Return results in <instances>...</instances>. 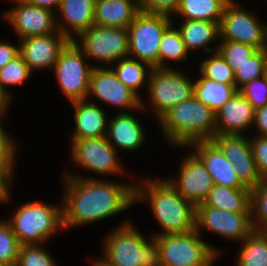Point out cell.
I'll list each match as a JSON object with an SVG mask.
<instances>
[{"mask_svg":"<svg viewBox=\"0 0 267 266\" xmlns=\"http://www.w3.org/2000/svg\"><path fill=\"white\" fill-rule=\"evenodd\" d=\"M63 177L62 213L66 231L112 218L135 205V182L125 184L68 171Z\"/></svg>","mask_w":267,"mask_h":266,"instance_id":"1","label":"cell"},{"mask_svg":"<svg viewBox=\"0 0 267 266\" xmlns=\"http://www.w3.org/2000/svg\"><path fill=\"white\" fill-rule=\"evenodd\" d=\"M153 237L160 248L161 266H213L221 255L196 230Z\"/></svg>","mask_w":267,"mask_h":266,"instance_id":"6","label":"cell"},{"mask_svg":"<svg viewBox=\"0 0 267 266\" xmlns=\"http://www.w3.org/2000/svg\"><path fill=\"white\" fill-rule=\"evenodd\" d=\"M199 67V73L203 77L236 86L234 71L217 51L212 52L210 57L207 56V58L203 59Z\"/></svg>","mask_w":267,"mask_h":266,"instance_id":"32","label":"cell"},{"mask_svg":"<svg viewBox=\"0 0 267 266\" xmlns=\"http://www.w3.org/2000/svg\"><path fill=\"white\" fill-rule=\"evenodd\" d=\"M70 104L75 111L73 112L75 128L71 140L106 137L109 118L103 108L90 98Z\"/></svg>","mask_w":267,"mask_h":266,"instance_id":"23","label":"cell"},{"mask_svg":"<svg viewBox=\"0 0 267 266\" xmlns=\"http://www.w3.org/2000/svg\"><path fill=\"white\" fill-rule=\"evenodd\" d=\"M172 23L169 16L140 11L127 29L128 57L158 68L159 44L164 31Z\"/></svg>","mask_w":267,"mask_h":266,"instance_id":"8","label":"cell"},{"mask_svg":"<svg viewBox=\"0 0 267 266\" xmlns=\"http://www.w3.org/2000/svg\"><path fill=\"white\" fill-rule=\"evenodd\" d=\"M74 42L84 52L87 60L102 62L106 67L129 56L128 31L124 28L93 25Z\"/></svg>","mask_w":267,"mask_h":266,"instance_id":"10","label":"cell"},{"mask_svg":"<svg viewBox=\"0 0 267 266\" xmlns=\"http://www.w3.org/2000/svg\"><path fill=\"white\" fill-rule=\"evenodd\" d=\"M95 1L62 0L56 11L62 17V20H56L57 30L70 41H74L94 25Z\"/></svg>","mask_w":267,"mask_h":266,"instance_id":"21","label":"cell"},{"mask_svg":"<svg viewBox=\"0 0 267 266\" xmlns=\"http://www.w3.org/2000/svg\"><path fill=\"white\" fill-rule=\"evenodd\" d=\"M140 11L150 14H162L174 18L180 0H139Z\"/></svg>","mask_w":267,"mask_h":266,"instance_id":"41","label":"cell"},{"mask_svg":"<svg viewBox=\"0 0 267 266\" xmlns=\"http://www.w3.org/2000/svg\"><path fill=\"white\" fill-rule=\"evenodd\" d=\"M183 20V21H182ZM177 29L188 52L202 49L206 53L216 52L217 48H207L215 39H219V23L201 20L182 19Z\"/></svg>","mask_w":267,"mask_h":266,"instance_id":"25","label":"cell"},{"mask_svg":"<svg viewBox=\"0 0 267 266\" xmlns=\"http://www.w3.org/2000/svg\"><path fill=\"white\" fill-rule=\"evenodd\" d=\"M238 91L246 97L255 110L267 105L266 75L244 84L238 89Z\"/></svg>","mask_w":267,"mask_h":266,"instance_id":"39","label":"cell"},{"mask_svg":"<svg viewBox=\"0 0 267 266\" xmlns=\"http://www.w3.org/2000/svg\"><path fill=\"white\" fill-rule=\"evenodd\" d=\"M70 42L58 30L47 35L19 40V55L31 72L53 69L61 51Z\"/></svg>","mask_w":267,"mask_h":266,"instance_id":"18","label":"cell"},{"mask_svg":"<svg viewBox=\"0 0 267 266\" xmlns=\"http://www.w3.org/2000/svg\"><path fill=\"white\" fill-rule=\"evenodd\" d=\"M17 56H19V44L15 46L9 41L0 40V69Z\"/></svg>","mask_w":267,"mask_h":266,"instance_id":"44","label":"cell"},{"mask_svg":"<svg viewBox=\"0 0 267 266\" xmlns=\"http://www.w3.org/2000/svg\"><path fill=\"white\" fill-rule=\"evenodd\" d=\"M202 229L241 242L254 230L251 212H230L201 203L196 206L195 230L202 236Z\"/></svg>","mask_w":267,"mask_h":266,"instance_id":"14","label":"cell"},{"mask_svg":"<svg viewBox=\"0 0 267 266\" xmlns=\"http://www.w3.org/2000/svg\"><path fill=\"white\" fill-rule=\"evenodd\" d=\"M43 245L45 244L21 245L16 266H56L57 262Z\"/></svg>","mask_w":267,"mask_h":266,"instance_id":"38","label":"cell"},{"mask_svg":"<svg viewBox=\"0 0 267 266\" xmlns=\"http://www.w3.org/2000/svg\"><path fill=\"white\" fill-rule=\"evenodd\" d=\"M217 52L235 72L246 60L257 51L253 46L228 40H219Z\"/></svg>","mask_w":267,"mask_h":266,"instance_id":"34","label":"cell"},{"mask_svg":"<svg viewBox=\"0 0 267 266\" xmlns=\"http://www.w3.org/2000/svg\"><path fill=\"white\" fill-rule=\"evenodd\" d=\"M199 76V79L194 81L193 96L215 113L238 91L236 86L205 78L201 74Z\"/></svg>","mask_w":267,"mask_h":266,"instance_id":"27","label":"cell"},{"mask_svg":"<svg viewBox=\"0 0 267 266\" xmlns=\"http://www.w3.org/2000/svg\"><path fill=\"white\" fill-rule=\"evenodd\" d=\"M122 222L104 238L103 255L106 266H161L157 240L141 234L132 221Z\"/></svg>","mask_w":267,"mask_h":266,"instance_id":"4","label":"cell"},{"mask_svg":"<svg viewBox=\"0 0 267 266\" xmlns=\"http://www.w3.org/2000/svg\"><path fill=\"white\" fill-rule=\"evenodd\" d=\"M241 243L236 266H267V240L261 231L253 230Z\"/></svg>","mask_w":267,"mask_h":266,"instance_id":"31","label":"cell"},{"mask_svg":"<svg viewBox=\"0 0 267 266\" xmlns=\"http://www.w3.org/2000/svg\"><path fill=\"white\" fill-rule=\"evenodd\" d=\"M251 217L254 230H267V179L251 189Z\"/></svg>","mask_w":267,"mask_h":266,"instance_id":"35","label":"cell"},{"mask_svg":"<svg viewBox=\"0 0 267 266\" xmlns=\"http://www.w3.org/2000/svg\"><path fill=\"white\" fill-rule=\"evenodd\" d=\"M139 12V0H96L94 25L128 29Z\"/></svg>","mask_w":267,"mask_h":266,"instance_id":"24","label":"cell"},{"mask_svg":"<svg viewBox=\"0 0 267 266\" xmlns=\"http://www.w3.org/2000/svg\"><path fill=\"white\" fill-rule=\"evenodd\" d=\"M236 0L224 7L219 23V38L263 49L267 38V22L260 21L255 14L242 8Z\"/></svg>","mask_w":267,"mask_h":266,"instance_id":"11","label":"cell"},{"mask_svg":"<svg viewBox=\"0 0 267 266\" xmlns=\"http://www.w3.org/2000/svg\"><path fill=\"white\" fill-rule=\"evenodd\" d=\"M1 119L4 118L0 117V170H14L19 145L3 127Z\"/></svg>","mask_w":267,"mask_h":266,"instance_id":"40","label":"cell"},{"mask_svg":"<svg viewBox=\"0 0 267 266\" xmlns=\"http://www.w3.org/2000/svg\"><path fill=\"white\" fill-rule=\"evenodd\" d=\"M10 1L16 5L7 12L4 11L3 17L13 27L20 40L57 31L56 20L59 19L54 12L32 5L26 0Z\"/></svg>","mask_w":267,"mask_h":266,"instance_id":"16","label":"cell"},{"mask_svg":"<svg viewBox=\"0 0 267 266\" xmlns=\"http://www.w3.org/2000/svg\"><path fill=\"white\" fill-rule=\"evenodd\" d=\"M95 97L101 103L105 102L107 105L123 108L121 113H128L134 110H146L145 101L142 96L139 97L135 92L124 85L117 77L111 67L95 65L90 76L89 90L87 99ZM126 109V111H125Z\"/></svg>","mask_w":267,"mask_h":266,"instance_id":"13","label":"cell"},{"mask_svg":"<svg viewBox=\"0 0 267 266\" xmlns=\"http://www.w3.org/2000/svg\"><path fill=\"white\" fill-rule=\"evenodd\" d=\"M146 92L149 106L158 121L175 105L194 94V81L175 68H152Z\"/></svg>","mask_w":267,"mask_h":266,"instance_id":"7","label":"cell"},{"mask_svg":"<svg viewBox=\"0 0 267 266\" xmlns=\"http://www.w3.org/2000/svg\"><path fill=\"white\" fill-rule=\"evenodd\" d=\"M261 232L265 235L266 240H267V230H264V231H261Z\"/></svg>","mask_w":267,"mask_h":266,"instance_id":"50","label":"cell"},{"mask_svg":"<svg viewBox=\"0 0 267 266\" xmlns=\"http://www.w3.org/2000/svg\"><path fill=\"white\" fill-rule=\"evenodd\" d=\"M263 50H264V53H265V56H266V62H267V38H266Z\"/></svg>","mask_w":267,"mask_h":266,"instance_id":"49","label":"cell"},{"mask_svg":"<svg viewBox=\"0 0 267 266\" xmlns=\"http://www.w3.org/2000/svg\"><path fill=\"white\" fill-rule=\"evenodd\" d=\"M255 109L239 91L216 112V134L244 135L253 126Z\"/></svg>","mask_w":267,"mask_h":266,"instance_id":"20","label":"cell"},{"mask_svg":"<svg viewBox=\"0 0 267 266\" xmlns=\"http://www.w3.org/2000/svg\"><path fill=\"white\" fill-rule=\"evenodd\" d=\"M86 59L84 52L74 41H70L54 65L59 88L70 103L87 99L94 65L87 63Z\"/></svg>","mask_w":267,"mask_h":266,"instance_id":"9","label":"cell"},{"mask_svg":"<svg viewBox=\"0 0 267 266\" xmlns=\"http://www.w3.org/2000/svg\"><path fill=\"white\" fill-rule=\"evenodd\" d=\"M190 56L185 43L182 41L179 30L173 23L164 31L158 53V68H173L166 65L167 61H175L176 63L185 62Z\"/></svg>","mask_w":267,"mask_h":266,"instance_id":"30","label":"cell"},{"mask_svg":"<svg viewBox=\"0 0 267 266\" xmlns=\"http://www.w3.org/2000/svg\"><path fill=\"white\" fill-rule=\"evenodd\" d=\"M211 141L223 156L232 163L239 180L248 188H255L263 179L259 175L250 144L246 135L215 134Z\"/></svg>","mask_w":267,"mask_h":266,"instance_id":"17","label":"cell"},{"mask_svg":"<svg viewBox=\"0 0 267 266\" xmlns=\"http://www.w3.org/2000/svg\"><path fill=\"white\" fill-rule=\"evenodd\" d=\"M62 203L47 204L38 200L19 205L7 219L21 245L44 244L64 230Z\"/></svg>","mask_w":267,"mask_h":266,"instance_id":"5","label":"cell"},{"mask_svg":"<svg viewBox=\"0 0 267 266\" xmlns=\"http://www.w3.org/2000/svg\"><path fill=\"white\" fill-rule=\"evenodd\" d=\"M21 244L7 220H0V263L16 266Z\"/></svg>","mask_w":267,"mask_h":266,"instance_id":"37","label":"cell"},{"mask_svg":"<svg viewBox=\"0 0 267 266\" xmlns=\"http://www.w3.org/2000/svg\"><path fill=\"white\" fill-rule=\"evenodd\" d=\"M28 3L56 12L62 0H26Z\"/></svg>","mask_w":267,"mask_h":266,"instance_id":"46","label":"cell"},{"mask_svg":"<svg viewBox=\"0 0 267 266\" xmlns=\"http://www.w3.org/2000/svg\"><path fill=\"white\" fill-rule=\"evenodd\" d=\"M14 170H0V203L5 204L10 200V187L14 183Z\"/></svg>","mask_w":267,"mask_h":266,"instance_id":"43","label":"cell"},{"mask_svg":"<svg viewBox=\"0 0 267 266\" xmlns=\"http://www.w3.org/2000/svg\"><path fill=\"white\" fill-rule=\"evenodd\" d=\"M134 113L118 112L117 116H113L108 120V128L106 138L116 151H136L143 145L145 141V128Z\"/></svg>","mask_w":267,"mask_h":266,"instance_id":"22","label":"cell"},{"mask_svg":"<svg viewBox=\"0 0 267 266\" xmlns=\"http://www.w3.org/2000/svg\"><path fill=\"white\" fill-rule=\"evenodd\" d=\"M11 94L8 93L0 84V117L6 115V112L9 110L11 102Z\"/></svg>","mask_w":267,"mask_h":266,"instance_id":"47","label":"cell"},{"mask_svg":"<svg viewBox=\"0 0 267 266\" xmlns=\"http://www.w3.org/2000/svg\"><path fill=\"white\" fill-rule=\"evenodd\" d=\"M116 63V66L112 65L110 67L118 79L140 97L139 89L144 86L146 89L148 88L146 86H148V79L152 68L144 62L130 57L120 59Z\"/></svg>","mask_w":267,"mask_h":266,"instance_id":"29","label":"cell"},{"mask_svg":"<svg viewBox=\"0 0 267 266\" xmlns=\"http://www.w3.org/2000/svg\"><path fill=\"white\" fill-rule=\"evenodd\" d=\"M188 147L202 161L214 184L229 188H248L237 177L234 167L211 141H197Z\"/></svg>","mask_w":267,"mask_h":266,"instance_id":"19","label":"cell"},{"mask_svg":"<svg viewBox=\"0 0 267 266\" xmlns=\"http://www.w3.org/2000/svg\"><path fill=\"white\" fill-rule=\"evenodd\" d=\"M32 72L19 55L0 69V84L9 93L8 87L23 85L31 78Z\"/></svg>","mask_w":267,"mask_h":266,"instance_id":"36","label":"cell"},{"mask_svg":"<svg viewBox=\"0 0 267 266\" xmlns=\"http://www.w3.org/2000/svg\"><path fill=\"white\" fill-rule=\"evenodd\" d=\"M180 162L177 178H165L167 182L195 207L203 203L214 187V181L202 161L190 150Z\"/></svg>","mask_w":267,"mask_h":266,"instance_id":"15","label":"cell"},{"mask_svg":"<svg viewBox=\"0 0 267 266\" xmlns=\"http://www.w3.org/2000/svg\"><path fill=\"white\" fill-rule=\"evenodd\" d=\"M0 266H14V265H7V264H1L0 263Z\"/></svg>","mask_w":267,"mask_h":266,"instance_id":"51","label":"cell"},{"mask_svg":"<svg viewBox=\"0 0 267 266\" xmlns=\"http://www.w3.org/2000/svg\"><path fill=\"white\" fill-rule=\"evenodd\" d=\"M70 144L71 161L75 166L101 177L126 173L115 148L106 137L72 140Z\"/></svg>","mask_w":267,"mask_h":266,"instance_id":"12","label":"cell"},{"mask_svg":"<svg viewBox=\"0 0 267 266\" xmlns=\"http://www.w3.org/2000/svg\"><path fill=\"white\" fill-rule=\"evenodd\" d=\"M92 264L93 266H106L99 258H96Z\"/></svg>","mask_w":267,"mask_h":266,"instance_id":"48","label":"cell"},{"mask_svg":"<svg viewBox=\"0 0 267 266\" xmlns=\"http://www.w3.org/2000/svg\"><path fill=\"white\" fill-rule=\"evenodd\" d=\"M254 125L258 136L267 137V105L255 110Z\"/></svg>","mask_w":267,"mask_h":266,"instance_id":"45","label":"cell"},{"mask_svg":"<svg viewBox=\"0 0 267 266\" xmlns=\"http://www.w3.org/2000/svg\"><path fill=\"white\" fill-rule=\"evenodd\" d=\"M267 73L266 56L263 49L257 50L235 72V85L239 89L244 84L263 77Z\"/></svg>","mask_w":267,"mask_h":266,"instance_id":"33","label":"cell"},{"mask_svg":"<svg viewBox=\"0 0 267 266\" xmlns=\"http://www.w3.org/2000/svg\"><path fill=\"white\" fill-rule=\"evenodd\" d=\"M250 139L257 171L262 179H267V137L254 135Z\"/></svg>","mask_w":267,"mask_h":266,"instance_id":"42","label":"cell"},{"mask_svg":"<svg viewBox=\"0 0 267 266\" xmlns=\"http://www.w3.org/2000/svg\"><path fill=\"white\" fill-rule=\"evenodd\" d=\"M203 204L230 212H251V189L214 184Z\"/></svg>","mask_w":267,"mask_h":266,"instance_id":"26","label":"cell"},{"mask_svg":"<svg viewBox=\"0 0 267 266\" xmlns=\"http://www.w3.org/2000/svg\"><path fill=\"white\" fill-rule=\"evenodd\" d=\"M230 0H180L174 16L185 20L220 22L225 5ZM178 15V16H177Z\"/></svg>","mask_w":267,"mask_h":266,"instance_id":"28","label":"cell"},{"mask_svg":"<svg viewBox=\"0 0 267 266\" xmlns=\"http://www.w3.org/2000/svg\"><path fill=\"white\" fill-rule=\"evenodd\" d=\"M155 179L146 177L140 184L135 182V204L148 201L152 215L162 229L151 236L194 231L196 207L184 199L165 178Z\"/></svg>","mask_w":267,"mask_h":266,"instance_id":"2","label":"cell"},{"mask_svg":"<svg viewBox=\"0 0 267 266\" xmlns=\"http://www.w3.org/2000/svg\"><path fill=\"white\" fill-rule=\"evenodd\" d=\"M158 123L166 142L180 148L216 134V113L194 96L172 107Z\"/></svg>","mask_w":267,"mask_h":266,"instance_id":"3","label":"cell"}]
</instances>
